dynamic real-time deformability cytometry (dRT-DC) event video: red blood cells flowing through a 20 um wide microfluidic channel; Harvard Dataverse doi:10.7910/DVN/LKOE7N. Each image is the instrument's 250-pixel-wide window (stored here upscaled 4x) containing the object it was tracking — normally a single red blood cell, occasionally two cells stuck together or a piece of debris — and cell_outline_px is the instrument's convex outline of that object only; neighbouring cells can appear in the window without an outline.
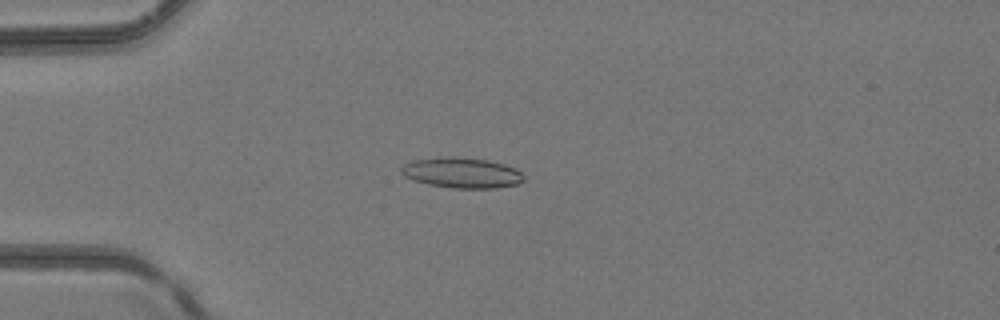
{"species": "common noctule bat (a hibernating species)", "species_latin": "Nyctalus noctula", "temperature_condition": "room temperature", "stored_images_in_passage": 2, "camera_frame_rate_fps": 3000, "um_per_image_px": 0.085, "animal": {"sex": "female", "body_mass_g": 24.6, "forearm_length_mm": 56.2}, "frame": {"image": 1, "passage_image": 2, "time_ms": 1.0, "image_size_px": [1000, 320], "cell_outline_px": [[524, 180], [516, 184], [496, 188], [452, 188], [428, 184], [404, 176], [400, 172], [400, 168], [404, 164], [412, 160], [452, 156], [488, 160], [504, 164], [516, 168], [524, 176]], "centroid_in_image_um": [39.25, 14.68], "position_along_channel_um": 45.7, "area_um2": 21.68}}